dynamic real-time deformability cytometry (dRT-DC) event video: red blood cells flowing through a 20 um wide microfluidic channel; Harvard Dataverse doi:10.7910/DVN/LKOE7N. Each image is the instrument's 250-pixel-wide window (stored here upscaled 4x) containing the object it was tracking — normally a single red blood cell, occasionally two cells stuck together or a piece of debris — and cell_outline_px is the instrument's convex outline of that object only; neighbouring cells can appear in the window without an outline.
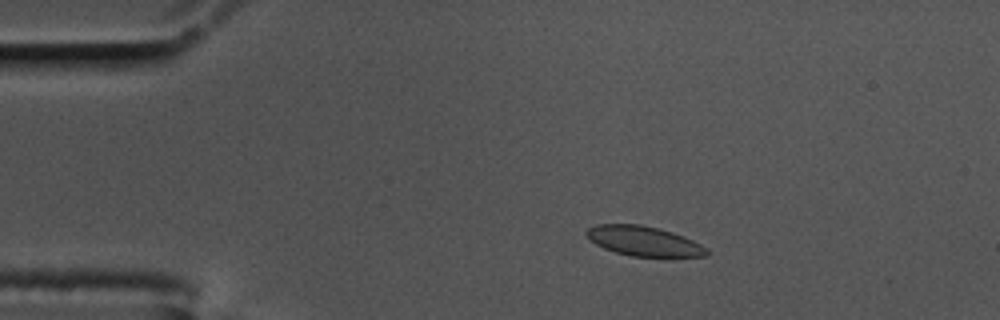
{"species": "common noctule bat (a hibernating species)", "species_latin": "Nyctalus noctula", "temperature_condition": "cold", "stored_images_in_passage": 57, "camera_frame_rate_fps": 3000, "um_per_image_px": 0.085, "animal": {"sex": "male", "body_mass_g": 17.5, "forearm_length_mm": 52.3}, "frame": {"image": 1, "passage_image": 10, "time_ms": 3.0, "image_size_px": [1000, 320], "cell_outline_px": [[708, 256], [632, 256], [616, 252], [604, 248], [588, 240], [584, 236], [584, 232], [588, 228], [596, 224], [640, 224], [660, 228], [684, 236], [708, 248]], "centroid_in_image_um": [54.68, 20.47], "position_along_channel_um": 30.3, "area_um2": 20.92}}
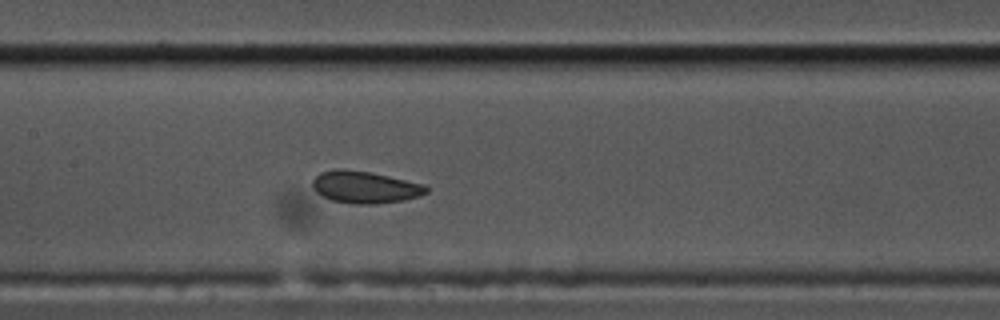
{"frame": {"image": 2, "passage_image": 27, "time_ms": 8.667, "image_size_px": [1000, 320], "cell_outline_px": [[428, 192], [420, 196], [404, 200], [376, 204], [352, 204], [332, 200], [316, 192], [312, 188], [312, 180], [320, 172], [336, 168], [344, 168], [368, 172], [388, 176], [424, 184], [428, 188]], "centroid_in_image_um": [31.0, 15.91], "position_along_channel_um": 176.4, "area_um2": 21.33}}
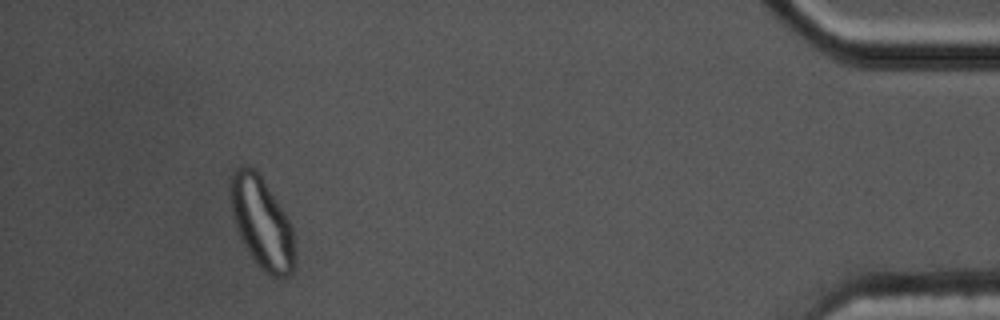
{"frame": {"image": 3, "passage_image": 53, "time_ms": 17.333, "image_size_px": [1000, 320], "cell_outline_px": [[296, 264], [292, 272], [288, 276], [272, 276], [260, 268], [248, 252], [240, 240], [232, 212], [228, 192], [228, 180], [232, 172], [240, 164], [244, 164], [252, 168], [260, 176], [284, 212], [292, 228], [296, 252]], "centroid_in_image_um": [22.22, 18.93], "position_along_channel_um": 413.0, "area_um2": 34.45}, "authors_computed_cell_mechanics": {"area_um2": 21.3282, "velocity_mm_per_s": 3.4623, "shape_relaxation_time_tau1_ms": null, "shape_relaxation_time_tau2_ms": 1.7435, "deformation_change_tau1": null, "deformation_change_tau2": 0.0444}}